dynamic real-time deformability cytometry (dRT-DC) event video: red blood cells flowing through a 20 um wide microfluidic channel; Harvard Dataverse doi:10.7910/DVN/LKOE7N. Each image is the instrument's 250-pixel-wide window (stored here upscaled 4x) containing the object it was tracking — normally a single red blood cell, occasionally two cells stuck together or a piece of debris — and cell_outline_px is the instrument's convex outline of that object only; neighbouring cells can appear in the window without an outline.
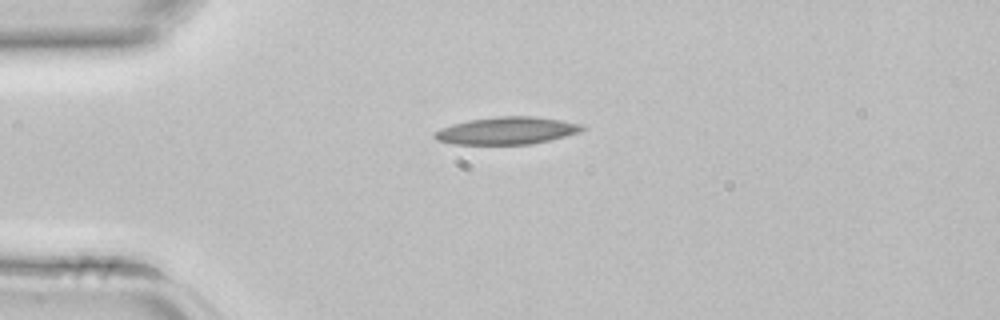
{"species": "common noctule bat (a hibernating species)", "species_latin": "Nyctalus noctula", "temperature_condition": "room temperature", "stored_images_in_passage": 1, "camera_frame_rate_fps": 3000, "um_per_image_px": 0.085, "animal": {"sex": "female", "body_mass_g": 22.7, "forearm_length_mm": 54.2}, "frame": {"image": 1, "passage_image": 1, "time_ms": 0.0, "image_size_px": [1000, 320], "cell_outline_px": [[588, 128], [580, 132], [532, 144], [452, 144], [436, 140], [432, 136], [432, 132], [440, 128], [452, 124], [468, 120], [496, 116], [536, 116], [584, 124]], "centroid_in_image_um": [43.06, 11.1], "position_along_channel_um": 41.9, "area_um2": 23.81}}